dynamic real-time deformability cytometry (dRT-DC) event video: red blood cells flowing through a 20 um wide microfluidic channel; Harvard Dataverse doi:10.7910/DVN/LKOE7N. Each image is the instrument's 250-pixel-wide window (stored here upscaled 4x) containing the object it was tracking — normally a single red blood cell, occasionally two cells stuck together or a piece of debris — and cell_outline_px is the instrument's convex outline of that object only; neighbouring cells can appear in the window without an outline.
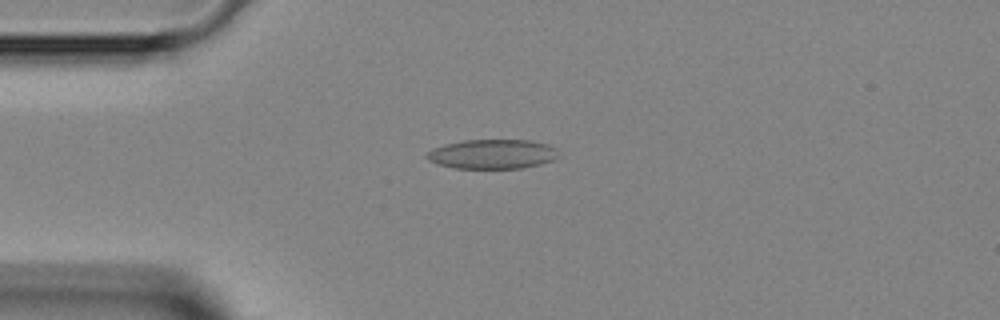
{"species": "Egyptian fruit bat (a non-hibernating species)", "species_latin": "Rousettus aegyptiacus", "temperature_condition": "room temperature", "stored_images_in_passage": 4, "camera_frame_rate_fps": 3000, "um_per_image_px": 0.085, "animal": {"sex": "female"}, "frame": {"image": 1, "passage_image": 4, "time_ms": 3.333, "image_size_px": [1000, 320], "cell_outline_px": [[560, 156], [552, 160], [540, 164], [520, 168], [452, 168], [436, 164], [428, 160], [424, 156], [432, 148], [444, 144], [464, 140], [528, 140], [548, 144], [556, 148]], "centroid_in_image_um": [41.82, 13.09], "position_along_channel_um": 43.2, "area_um2": 22.77}}